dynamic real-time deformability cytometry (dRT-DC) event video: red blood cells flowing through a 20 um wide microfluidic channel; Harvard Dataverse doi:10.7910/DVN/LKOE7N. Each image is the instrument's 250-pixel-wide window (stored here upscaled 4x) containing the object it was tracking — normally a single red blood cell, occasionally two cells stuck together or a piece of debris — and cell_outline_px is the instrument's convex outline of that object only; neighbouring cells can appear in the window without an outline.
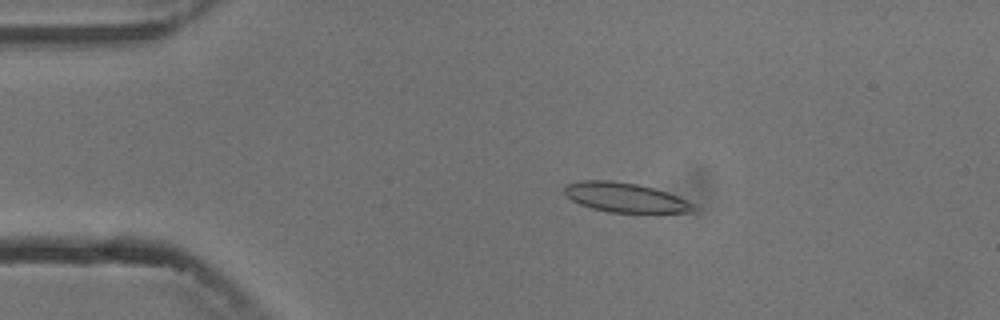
{"species": "common noctule bat (a hibernating species)", "species_latin": "Nyctalus noctula", "temperature_condition": "cold", "stored_images_in_passage": 4, "camera_frame_rate_fps": 3000, "um_per_image_px": 0.085, "animal": {"sex": "male", "body_mass_g": 13.3}, "frame": {"image": 1, "passage_image": 3, "time_ms": 2.333, "image_size_px": [1000, 320], "cell_outline_px": [[700, 208], [696, 212], [656, 216], [608, 212], [592, 208], [580, 204], [572, 200], [564, 192], [564, 188], [568, 184], [580, 180], [612, 180], [636, 184], [668, 192], [696, 204]], "centroid_in_image_um": [53.33, 16.86], "position_along_channel_um": 31.7, "area_um2": 23.47}}